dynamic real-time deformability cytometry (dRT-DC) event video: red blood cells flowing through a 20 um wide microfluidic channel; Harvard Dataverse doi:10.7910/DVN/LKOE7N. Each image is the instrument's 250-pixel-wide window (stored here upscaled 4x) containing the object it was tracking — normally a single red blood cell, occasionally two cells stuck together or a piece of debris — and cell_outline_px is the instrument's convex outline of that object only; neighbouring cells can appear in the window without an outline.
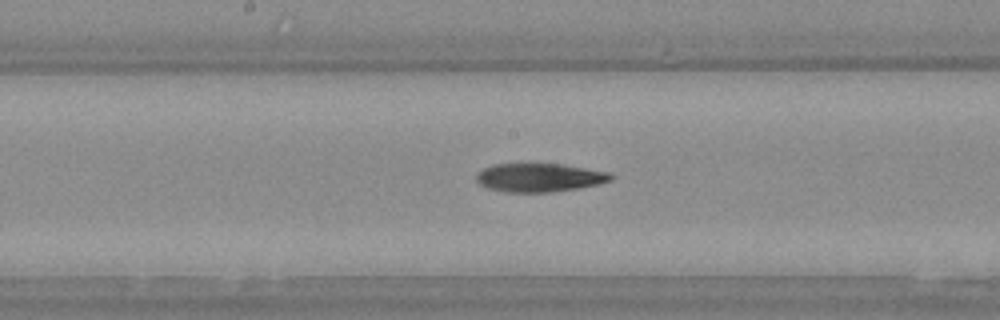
{"species": "Egyptian fruit bat (a non-hibernating species)", "species_latin": "Rousettus aegyptiacus", "temperature_condition": "warm", "stored_images_in_passage": 33, "camera_frame_rate_fps": 3000, "um_per_image_px": 0.085, "animal": {"sex": "female"}, "frame": {"image": 1, "passage_image": 19, "time_ms": 6.0, "image_size_px": [1000, 320], "cell_outline_px": [[616, 176], [612, 180], [600, 184], [580, 188], [552, 192], [504, 192], [488, 188], [480, 184], [476, 180], [476, 172], [492, 164], [560, 164], [612, 172]], "centroid_in_image_um": [45.89, 15.09], "position_along_channel_um": 202.3, "area_um2": 22.66}}